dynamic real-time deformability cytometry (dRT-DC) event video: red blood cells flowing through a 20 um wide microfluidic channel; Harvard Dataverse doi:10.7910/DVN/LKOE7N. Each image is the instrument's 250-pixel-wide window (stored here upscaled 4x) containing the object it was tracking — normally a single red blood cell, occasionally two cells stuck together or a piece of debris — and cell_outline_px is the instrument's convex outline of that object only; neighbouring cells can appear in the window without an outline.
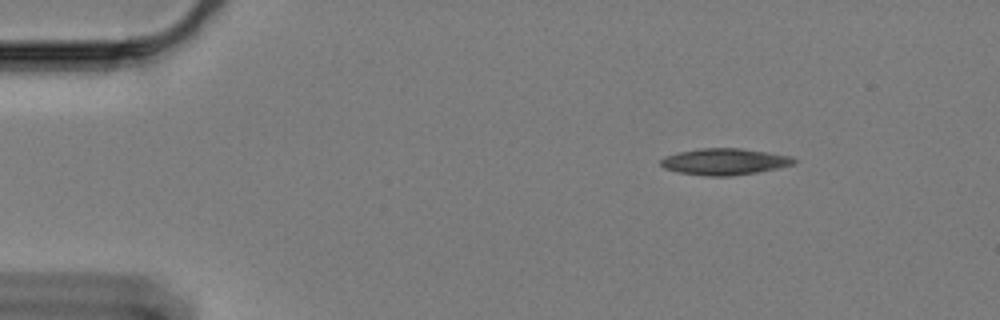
{"species": "Egyptian fruit bat (a non-hibernating species)", "species_latin": "Rousettus aegyptiacus", "temperature_condition": "cold", "stored_images_in_passage": 11, "camera_frame_rate_fps": 3000, "um_per_image_px": 0.085, "animal": {"sex": "female"}, "frame": {"image": 1, "passage_image": 1, "time_ms": 0.0, "image_size_px": [1000, 320], "cell_outline_px": [[796, 160], [792, 164], [780, 168], [756, 172], [728, 176], [708, 176], [680, 172], [664, 168], [660, 164], [660, 160], [664, 156], [680, 152], [700, 148], [740, 148], [768, 152], [792, 156]], "centroid_in_image_um": [61.59, 13.73], "position_along_channel_um": 23.4, "area_um2": 20.4}}
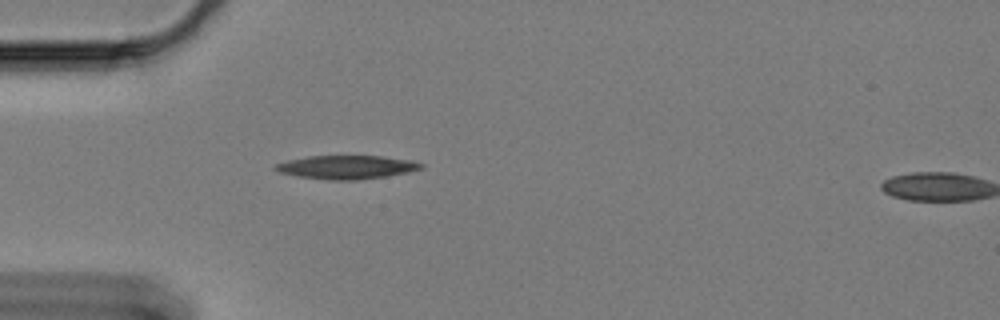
{"frame": {"image": 2, "passage_image": 10, "time_ms": 3.0, "image_size_px": [1000, 320], "cell_outline_px": [[424, 164], [420, 168], [408, 172], [384, 176], [356, 180], [332, 180], [296, 176], [280, 172], [272, 168], [276, 164], [288, 160], [308, 156], [384, 156], [412, 160]], "centroid_in_image_um": [29.44, 14.2], "position_along_channel_um": 55.6, "area_um2": 19.83}}